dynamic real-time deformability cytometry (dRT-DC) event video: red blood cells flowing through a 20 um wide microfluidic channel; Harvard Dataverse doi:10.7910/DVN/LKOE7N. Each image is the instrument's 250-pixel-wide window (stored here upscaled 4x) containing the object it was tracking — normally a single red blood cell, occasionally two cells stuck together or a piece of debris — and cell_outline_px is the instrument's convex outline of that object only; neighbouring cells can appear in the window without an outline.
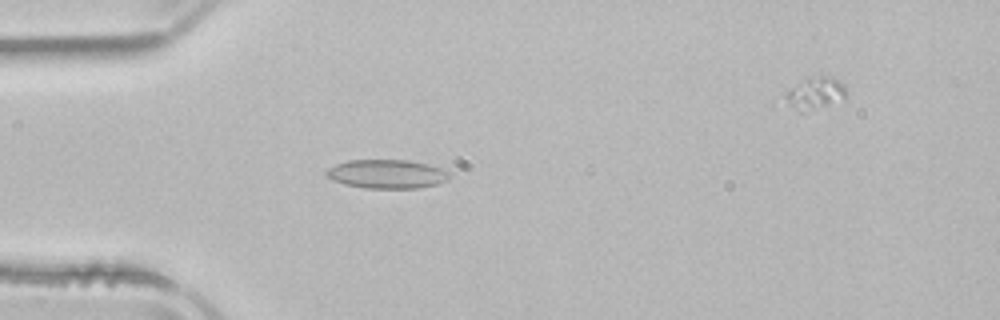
{"species": "common noctule bat (a hibernating species)", "species_latin": "Nyctalus noctula", "temperature_condition": "room temperature", "stored_images_in_passage": 50, "camera_frame_rate_fps": 3000, "um_per_image_px": 0.085, "animal": {"sex": "male", "body_mass_g": 21.5, "forearm_length_mm": 52.0}, "frame": {"image": 1, "passage_image": 15, "time_ms": 4.667, "image_size_px": [1000, 320], "cell_outline_px": [[452, 172], [448, 180], [436, 184], [416, 188], [364, 188], [344, 184], [332, 180], [324, 172], [328, 168], [336, 164], [348, 160], [408, 160], [448, 168]], "centroid_in_image_um": [32.94, 14.78], "position_along_channel_um": 52.1, "area_um2": 20.98}}
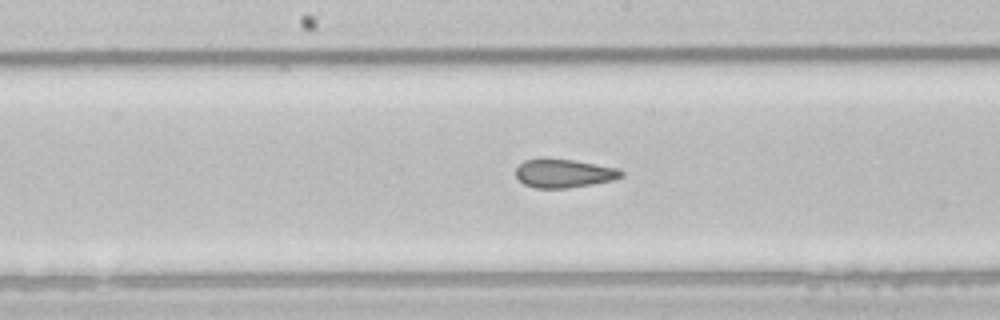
{"frame": {"image": 2, "passage_image": 27, "time_ms": 8.667, "image_size_px": [1000, 320], "cell_outline_px": [[624, 176], [612, 180], [592, 184], [568, 188], [536, 188], [524, 184], [516, 176], [516, 168], [524, 160], [540, 156], [544, 156], [572, 160], [616, 168], [624, 172]], "centroid_in_image_um": [47.88, 14.71], "position_along_channel_um": 200.3, "area_um2": 17.8}}
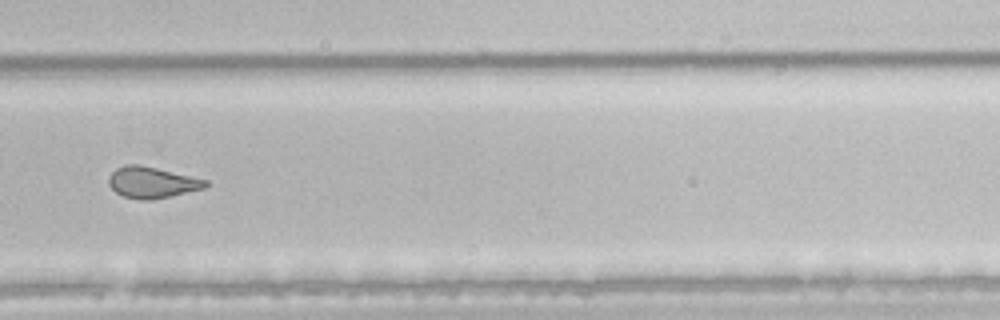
{"frame": {"image": 3, "passage_image": 36, "time_ms": 11.667, "image_size_px": [1000, 320], "cell_outline_px": [[212, 184], [204, 188], [172, 196], [152, 200], [140, 200], [124, 196], [116, 192], [108, 184], [108, 176], [116, 168], [128, 164], [140, 164], [208, 180]], "centroid_in_image_um": [12.94, 15.51], "position_along_channel_um": 316.9, "area_um2": 17.74}, "authors_computed_cell_mechanics": {"area_um2": 19.3919, "velocity_mm_per_s": 3.9056, "shape_relaxation_time_tau1_ms": null, "shape_relaxation_time_tau2_ms": 1.4725, "deformation_change_tau1": null, "deformation_change_tau2": 0.0736}}